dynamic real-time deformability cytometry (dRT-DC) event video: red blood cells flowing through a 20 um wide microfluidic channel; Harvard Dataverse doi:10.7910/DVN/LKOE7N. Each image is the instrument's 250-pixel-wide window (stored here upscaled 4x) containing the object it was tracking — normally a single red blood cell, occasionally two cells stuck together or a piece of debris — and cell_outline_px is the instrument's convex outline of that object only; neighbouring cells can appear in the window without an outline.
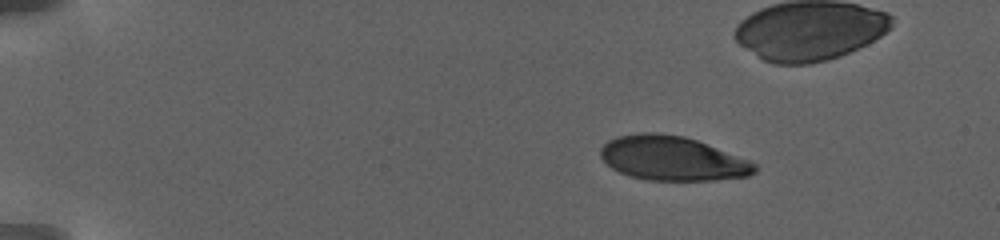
{"species": "human", "species_latin": "Homo sapiens", "temperature_condition": "warm", "stored_images_in_passage": 31, "camera_frame_rate_fps": 3000, "um_per_image_px": 0.085, "donor": {"sex": "female"}, "frame": {"image": 1, "passage_image": 1, "time_ms": 0.0, "image_size_px": [1000, 240], "cell_outline_px": [[756, 172], [748, 176], [716, 180], [648, 180], [632, 176], [620, 172], [612, 168], [600, 156], [600, 148], [608, 140], [620, 136], [640, 132], [656, 132], [684, 136], [696, 140], [748, 160], [756, 164]], "centroid_in_image_um": [57.13, 13.46], "position_along_channel_um": 27.9, "area_um2": 39.48}}
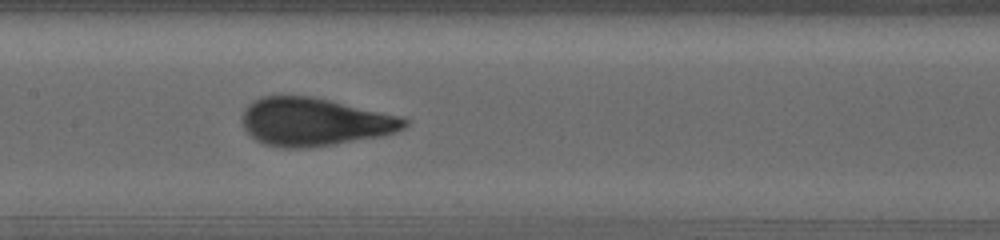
{"frame": {"image": 2, "passage_image": 15, "time_ms": 9.0, "image_size_px": [1000, 240], "cell_outline_px": [[408, 124], [404, 128], [396, 132], [380, 136], [332, 144], [304, 148], [284, 148], [264, 144], [256, 140], [244, 128], [240, 116], [244, 108], [252, 100], [260, 96], [312, 96], [400, 116], [408, 120]], "centroid_in_image_um": [26.68, 10.35], "position_along_channel_um": 180.7, "area_um2": 45.37}}
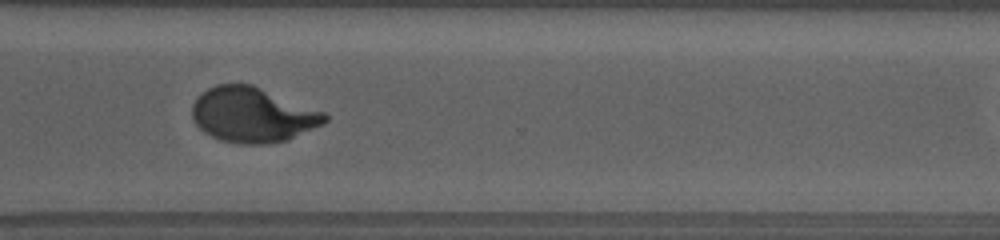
{"frame": {"image": 3, "passage_image": 25, "time_ms": 15.0, "image_size_px": [1000, 240], "cell_outline_px": [[328, 120], [324, 124], [288, 140], [264, 144], [240, 144], [220, 140], [204, 132], [196, 124], [192, 116], [192, 104], [196, 96], [200, 92], [216, 84], [252, 84], [324, 112], [328, 116]], "centroid_in_image_um": [21.46, 9.76], "position_along_channel_um": 349.1, "area_um2": 42.66}}